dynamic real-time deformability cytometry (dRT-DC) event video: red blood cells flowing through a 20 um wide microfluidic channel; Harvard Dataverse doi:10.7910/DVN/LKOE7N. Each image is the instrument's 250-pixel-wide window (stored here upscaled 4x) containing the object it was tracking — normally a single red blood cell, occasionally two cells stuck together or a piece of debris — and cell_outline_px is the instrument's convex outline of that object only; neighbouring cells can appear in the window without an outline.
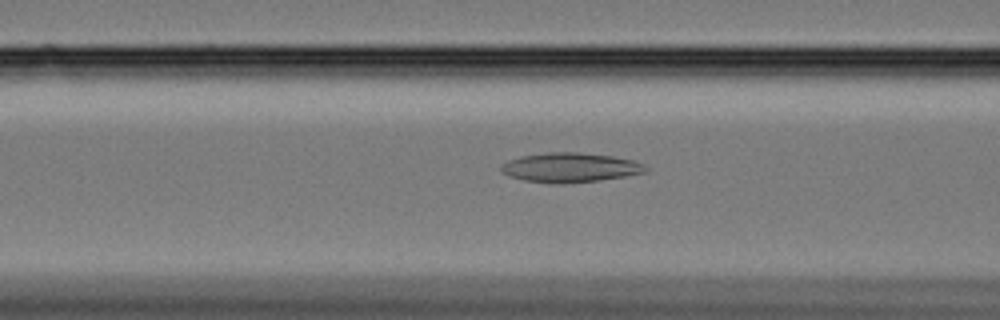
{"species": "Egyptian fruit bat (a non-hibernating species)", "species_latin": "Rousettus aegyptiacus", "temperature_condition": "cold", "stored_images_in_passage": 43, "camera_frame_rate_fps": 3000, "um_per_image_px": 0.085, "animal": {"sex": "female"}, "frame": {"image": 1, "passage_image": 9, "time_ms": 2.667, "image_size_px": [1000, 320], "cell_outline_px": [[648, 172], [624, 176], [596, 180], [560, 184], [524, 180], [512, 176], [504, 172], [500, 168], [500, 164], [508, 160], [520, 156], [548, 152], [576, 152], [612, 156], [632, 160], [644, 164], [648, 168]], "centroid_in_image_um": [48.47, 14.23], "position_along_channel_um": 118.1, "area_um2": 24.57}}
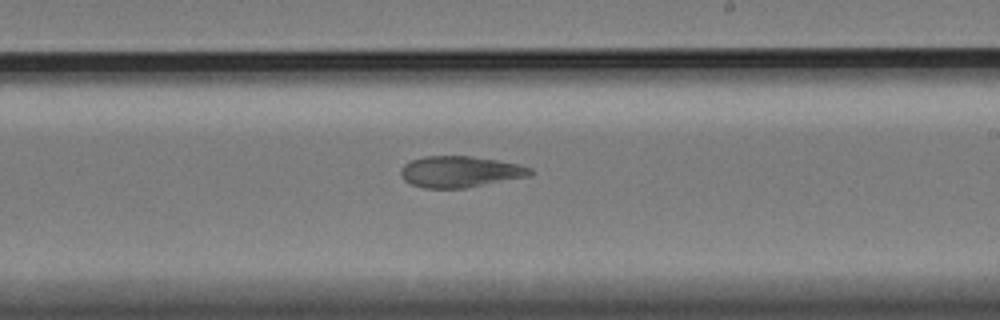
{"frame": {"image": 2, "passage_image": 21, "time_ms": 6.667, "image_size_px": [1000, 320], "cell_outline_px": [[532, 172], [528, 176], [464, 188], [424, 188], [412, 184], [404, 180], [400, 176], [400, 168], [404, 164], [412, 160], [424, 156], [472, 156], [496, 160], [516, 164], [532, 168]], "centroid_in_image_um": [39.05, 14.59], "position_along_channel_um": 250.0, "area_um2": 23.35}}
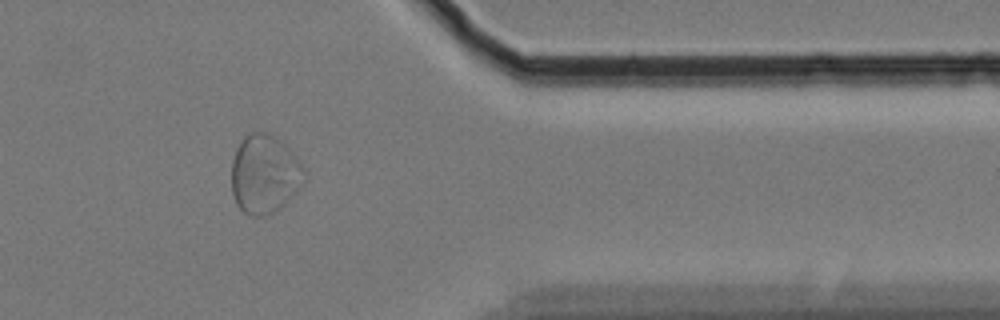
{"frame": {"image": 3, "passage_image": 35, "time_ms": 11.333, "image_size_px": [1000, 320], "cell_outline_px": [[304, 180], [288, 200], [276, 212], [264, 216], [252, 216], [244, 212], [236, 204], [232, 192], [232, 160], [236, 148], [244, 136], [248, 132], [268, 132], [280, 140], [288, 148], [304, 168]], "centroid_in_image_um": [22.45, 14.8], "position_along_channel_um": 389.0, "area_um2": 33.23}, "authors_computed_cell_mechanics": {"area_um2": 24.9696, "velocity_mm_per_s": 3.2969, "shape_relaxation_time_tau1_ms": null, "shape_relaxation_time_tau2_ms": 4.302, "deformation_change_tau1": null, "deformation_change_tau2": 0.0997}}